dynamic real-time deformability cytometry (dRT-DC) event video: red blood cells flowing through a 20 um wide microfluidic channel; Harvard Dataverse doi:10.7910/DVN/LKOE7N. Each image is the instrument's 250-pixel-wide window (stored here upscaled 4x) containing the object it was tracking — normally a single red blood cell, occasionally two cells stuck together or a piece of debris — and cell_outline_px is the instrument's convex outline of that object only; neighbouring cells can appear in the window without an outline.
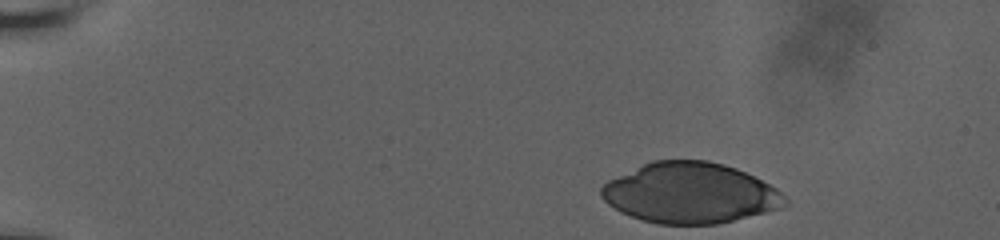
{"species": "human", "species_latin": "Homo sapiens", "temperature_condition": "room temperature", "stored_images_in_passage": 42, "camera_frame_rate_fps": 3000, "um_per_image_px": 0.085, "donor": {"sex": "male"}, "frame": {"image": 1, "passage_image": 1, "time_ms": 0.0, "image_size_px": [1000, 240], "cell_outline_px": [[788, 204], [780, 208], [716, 224], [660, 224], [644, 220], [620, 212], [608, 204], [600, 196], [600, 188], [608, 180], [652, 160], [708, 160], [724, 164], [736, 168], [776, 188], [788, 200]], "centroid_in_image_um": [58.63, 16.4], "position_along_channel_um": 26.4, "area_um2": 64.33}}